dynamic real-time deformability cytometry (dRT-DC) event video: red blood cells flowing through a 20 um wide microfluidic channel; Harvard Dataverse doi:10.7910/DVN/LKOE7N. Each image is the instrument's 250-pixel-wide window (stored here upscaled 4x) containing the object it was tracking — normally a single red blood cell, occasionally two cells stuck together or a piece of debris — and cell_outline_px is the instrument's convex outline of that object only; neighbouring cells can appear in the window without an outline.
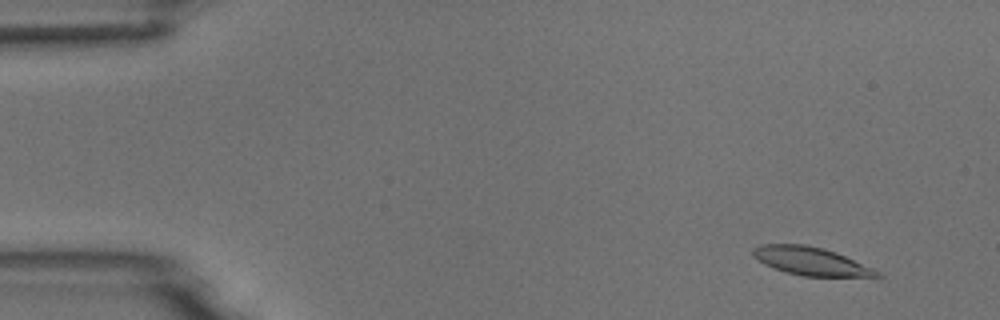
{"species": "common noctule bat (a hibernating species)", "species_latin": "Nyctalus noctula", "temperature_condition": "room temperature", "stored_images_in_passage": 56, "camera_frame_rate_fps": 3000, "um_per_image_px": 0.085, "animal": {"sex": "male", "body_mass_g": 18.8}, "frame": {"image": 1, "passage_image": 5, "time_ms": 1.333, "image_size_px": [1000, 320], "cell_outline_px": [[884, 276], [804, 276], [772, 268], [764, 264], [752, 256], [752, 248], [764, 244], [804, 244], [824, 248], [836, 252], [872, 268], [880, 272]], "centroid_in_image_um": [68.87, 22.18], "position_along_channel_um": 16.1, "area_um2": 20.11}}
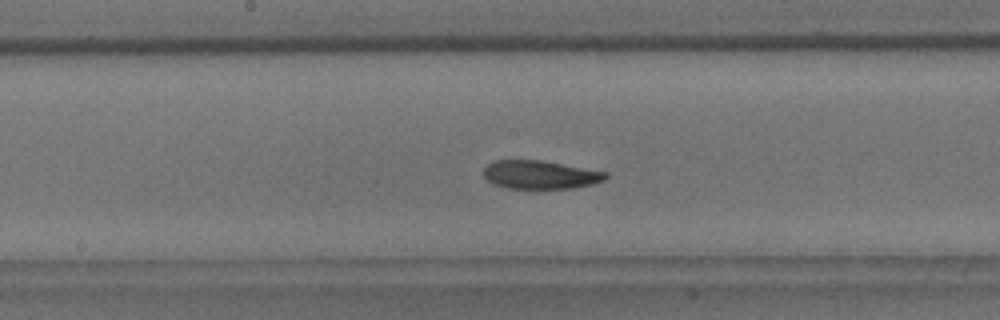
{"frame": {"image": 2, "passage_image": 29, "time_ms": 9.333, "image_size_px": [1000, 320], "cell_outline_px": [[608, 176], [604, 180], [592, 184], [576, 188], [508, 188], [492, 184], [484, 176], [484, 168], [492, 160], [540, 160], [608, 172]], "centroid_in_image_um": [45.91, 14.85], "position_along_channel_um": 202.3, "area_um2": 20.17}}
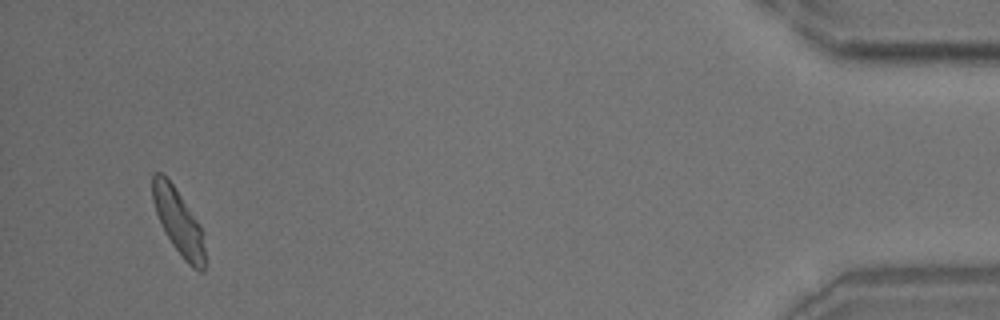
{"frame": {"image": 3, "passage_image": 53, "time_ms": 17.333, "image_size_px": [1000, 320], "cell_outline_px": [[204, 272], [200, 272], [192, 268], [184, 260], [172, 244], [164, 232], [156, 212], [152, 200], [152, 176], [156, 172], [164, 172], [200, 224], [204, 232]], "centroid_in_image_um": [15.17, 18.85], "position_along_channel_um": 420.0, "area_um2": 20.06}, "authors_computed_cell_mechanics": {"area_um2": 21.0103, "velocity_mm_per_s": 3.664, "shape_relaxation_time_tau1_ms": 3.9503, "shape_relaxation_time_tau2_ms": 3.7358, "deformation_change_tau1": 0.1422, "deformation_change_tau2": 0.1109}}